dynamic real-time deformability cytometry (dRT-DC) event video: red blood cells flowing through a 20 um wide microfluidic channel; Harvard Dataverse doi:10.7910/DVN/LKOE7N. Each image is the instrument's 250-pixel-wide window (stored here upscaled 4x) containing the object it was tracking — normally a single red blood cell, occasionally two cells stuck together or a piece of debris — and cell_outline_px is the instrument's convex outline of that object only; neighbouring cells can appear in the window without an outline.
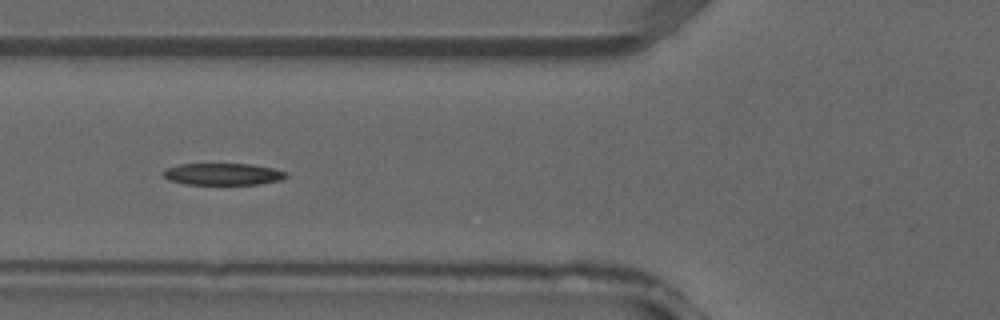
{"species": "common noctule bat (a hibernating species)", "species_latin": "Nyctalus noctula", "temperature_condition": "warm", "stored_images_in_passage": 28, "camera_frame_rate_fps": 3000, "um_per_image_px": 0.085, "animal": {"sex": "male", "forearm_length_mm": 52.5}, "frame": {"image": 1, "passage_image": 5, "time_ms": 1.333, "image_size_px": [1000, 320], "cell_outline_px": [[288, 176], [280, 180], [260, 184], [184, 184], [168, 180], [164, 176], [164, 172], [168, 168], [180, 164], [252, 164], [272, 168], [288, 172]], "centroid_in_image_um": [18.99, 14.8], "position_along_channel_um": 106.8, "area_um2": 15.55}}
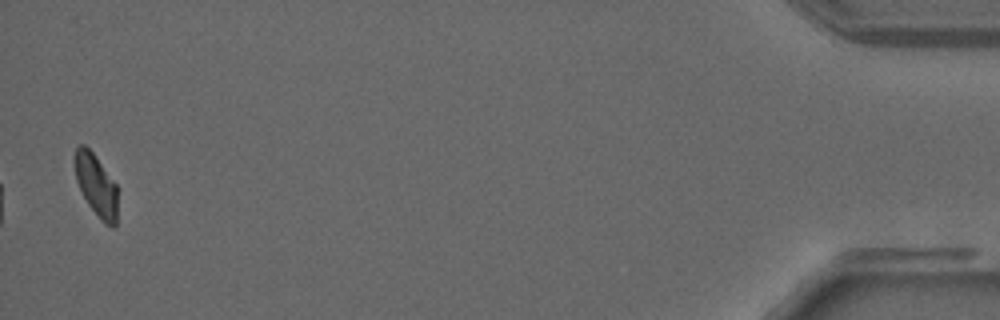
{"frame": {"image": 2, "passage_image": 28, "time_ms": 9.0, "image_size_px": [1000, 320], "cell_outline_px": [[116, 224], [112, 228], [104, 224], [100, 220], [88, 204], [76, 180], [72, 160], [76, 148], [80, 144], [84, 144], [92, 152], [116, 184]], "centroid_in_image_um": [8.13, 15.73], "position_along_channel_um": 427.1, "area_um2": 15.43}}